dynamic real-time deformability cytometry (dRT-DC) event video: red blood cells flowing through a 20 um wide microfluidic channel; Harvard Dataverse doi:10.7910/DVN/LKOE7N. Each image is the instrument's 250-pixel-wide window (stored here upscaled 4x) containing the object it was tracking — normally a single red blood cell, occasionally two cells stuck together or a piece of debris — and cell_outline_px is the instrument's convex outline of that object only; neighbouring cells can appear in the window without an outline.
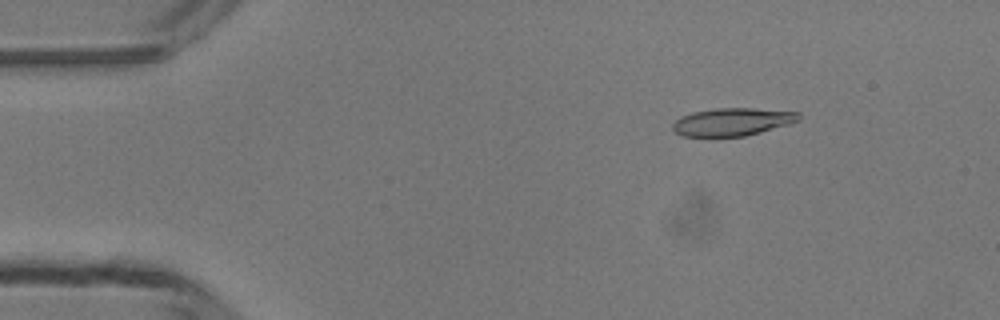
{"species": "common noctule bat (a hibernating species)", "species_latin": "Nyctalus noctula", "temperature_condition": "room temperature", "stored_images_in_passage": 43, "camera_frame_rate_fps": 3000, "um_per_image_px": 0.085, "animal": {"sex": "male", "body_mass_g": 13.3}, "frame": {"image": 1, "passage_image": 1, "time_ms": 0.0, "image_size_px": [1000, 320], "cell_outline_px": [[800, 120], [792, 124], [744, 136], [680, 136], [672, 128], [672, 124], [680, 116], [692, 112], [716, 108], [752, 108], [800, 112]], "centroid_in_image_um": [62.27, 10.35], "position_along_channel_um": 22.7, "area_um2": 20.52}}
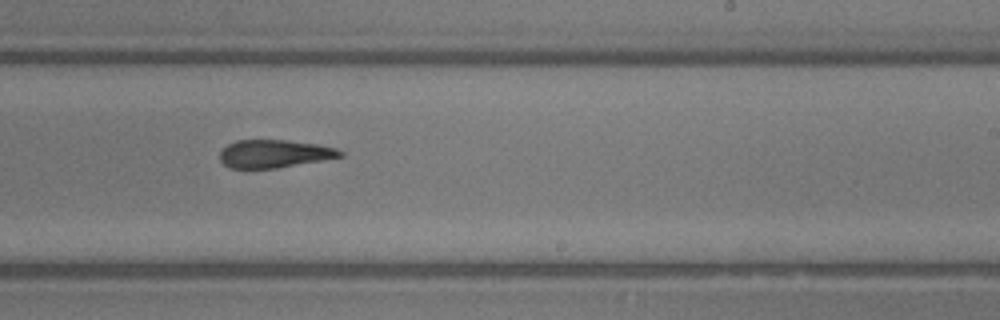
{"frame": {"image": 2, "passage_image": 24, "time_ms": 7.667, "image_size_px": [1000, 320], "cell_outline_px": [[344, 156], [276, 168], [228, 168], [220, 160], [220, 152], [228, 144], [236, 140], [288, 140], [320, 144], [336, 148], [344, 152]], "centroid_in_image_um": [23.33, 13.06], "position_along_channel_um": 265.7, "area_um2": 19.59}}
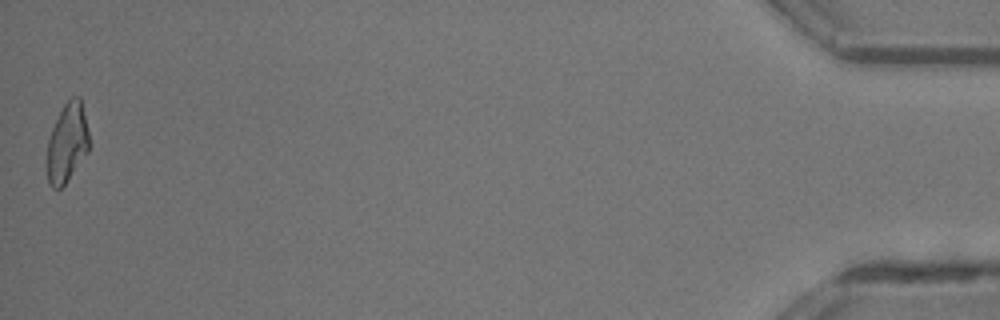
{"frame": {"image": 3, "passage_image": 43, "time_ms": 14.0, "image_size_px": [1000, 320], "cell_outline_px": [[92, 144], [88, 152], [64, 184], [60, 188], [52, 188], [48, 184], [44, 164], [48, 140], [52, 128], [64, 104], [72, 96], [80, 96]], "centroid_in_image_um": [5.69, 12.17], "position_along_channel_um": 429.5, "area_um2": 20.0}, "authors_computed_cell_mechanics": {"area_um2": 20.8658, "velocity_mm_per_s": 4.1778, "shape_relaxation_time_tau1_ms": 5.2092, "shape_relaxation_time_tau2_ms": 3.1986, "deformation_change_tau1": 0.1881, "deformation_change_tau2": 0.1364}}